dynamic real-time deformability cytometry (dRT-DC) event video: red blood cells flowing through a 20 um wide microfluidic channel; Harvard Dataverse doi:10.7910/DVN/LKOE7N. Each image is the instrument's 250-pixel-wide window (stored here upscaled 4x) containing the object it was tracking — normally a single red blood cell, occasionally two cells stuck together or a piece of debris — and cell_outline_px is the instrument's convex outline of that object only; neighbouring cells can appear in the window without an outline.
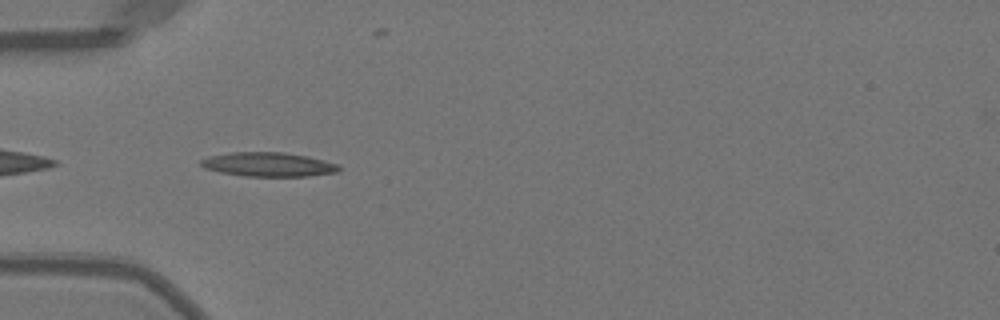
{"species": "Egyptian fruit bat (a non-hibernating species)", "species_latin": "Rousettus aegyptiacus", "temperature_condition": "warm", "stored_images_in_passage": 37, "camera_frame_rate_fps": 3000, "um_per_image_px": 0.085, "animal": {"sex": "female"}, "frame": {"image": 1, "passage_image": 2, "time_ms": 0.333, "image_size_px": [1000, 320], "cell_outline_px": [[340, 172], [308, 176], [244, 176], [220, 172], [204, 168], [200, 164], [200, 160], [208, 156], [232, 152], [284, 152], [308, 156], [340, 164]], "centroid_in_image_um": [22.84, 13.97], "position_along_channel_um": 62.2, "area_um2": 19.59}}
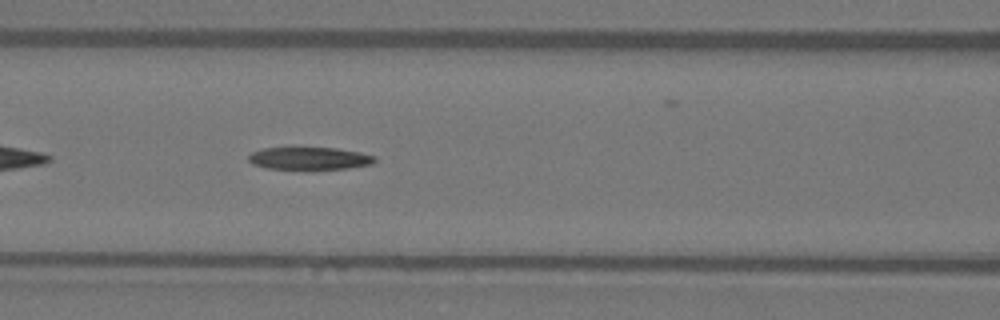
{"frame": {"image": 2, "passage_image": 8, "time_ms": 2.333, "image_size_px": [1000, 320], "cell_outline_px": [[376, 160], [372, 164], [348, 168], [264, 168], [252, 164], [248, 160], [248, 156], [252, 152], [264, 148], [292, 144], [336, 148], [360, 152], [376, 156]], "centroid_in_image_um": [26.24, 13.39], "position_along_channel_um": 140.4, "area_um2": 17.28}}
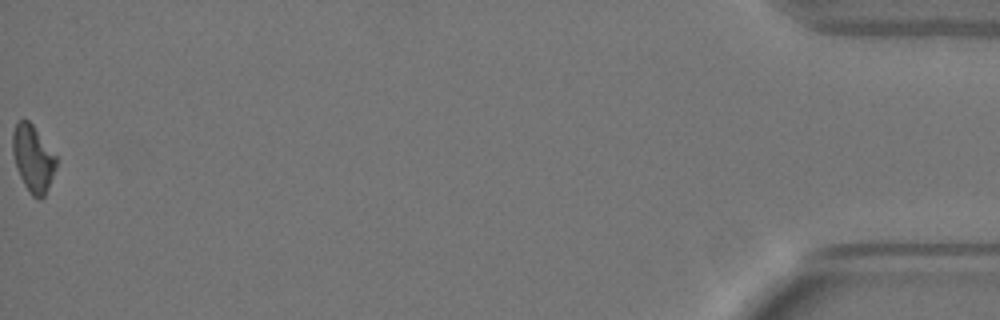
{"frame": {"image": 3, "passage_image": 37, "time_ms": 12.0, "image_size_px": [1000, 320], "cell_outline_px": [[56, 168], [44, 196], [40, 200], [36, 200], [28, 192], [20, 176], [12, 152], [12, 132], [16, 124], [20, 120], [28, 120], [32, 124], [56, 156]], "centroid_in_image_um": [2.79, 13.5], "position_along_channel_um": 432.4, "area_um2": 16.76}, "authors_computed_cell_mechanics": {"area_um2": 17.4556, "velocity_mm_per_s": 4.0147, "shape_relaxation_time_tau1_ms": 7.5131, "shape_relaxation_time_tau2_ms": null, "deformation_change_tau1": 0.2372, "deformation_change_tau2": null}}